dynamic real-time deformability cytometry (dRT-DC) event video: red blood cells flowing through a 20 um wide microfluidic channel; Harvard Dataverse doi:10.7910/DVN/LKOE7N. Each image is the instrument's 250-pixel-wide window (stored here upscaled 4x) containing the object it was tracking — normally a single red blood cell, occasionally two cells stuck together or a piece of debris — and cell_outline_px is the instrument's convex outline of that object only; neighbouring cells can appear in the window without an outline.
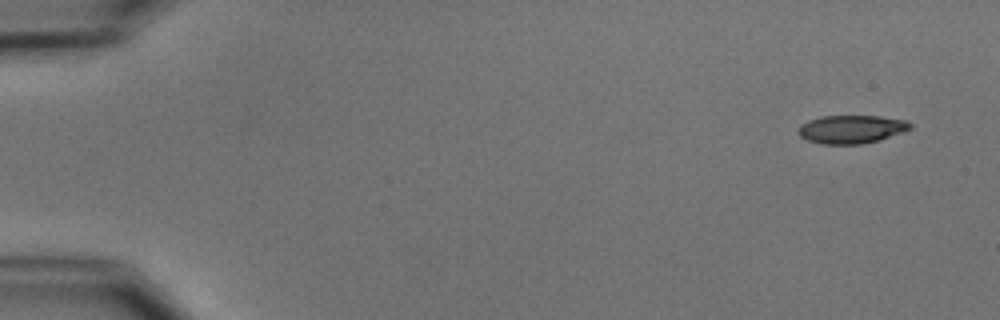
{"species": "common noctule bat (a hibernating species)", "species_latin": "Nyctalus noctula", "temperature_condition": "cold", "stored_images_in_passage": 5, "camera_frame_rate_fps": 3000, "um_per_image_px": 0.085, "animal": {"sex": "male", "body_mass_g": 15.6}, "frame": {"image": 1, "passage_image": 1, "time_ms": 0.0, "image_size_px": [1000, 320], "cell_outline_px": [[912, 128], [904, 132], [880, 140], [860, 144], [820, 144], [808, 140], [800, 136], [796, 132], [800, 124], [808, 120], [824, 116], [880, 116], [904, 120], [912, 124]], "centroid_in_image_um": [72.36, 10.99], "position_along_channel_um": 12.6, "area_um2": 18.55}}
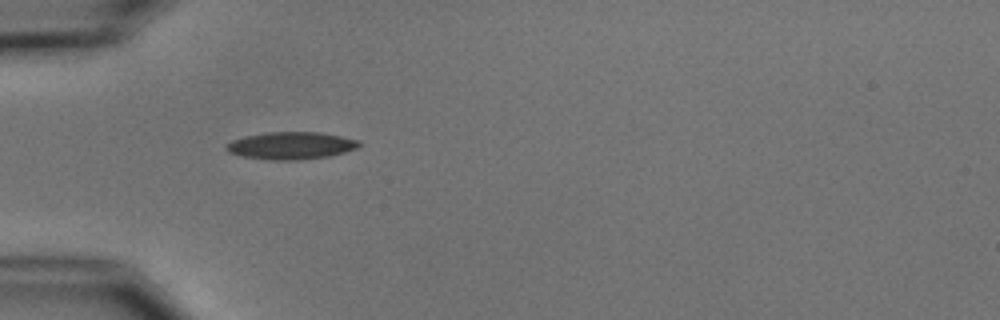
{"frame": {"image": 2, "passage_image": 5, "time_ms": 4.667, "image_size_px": [1000, 320], "cell_outline_px": [[360, 144], [356, 148], [344, 152], [328, 156], [300, 160], [272, 160], [244, 156], [228, 152], [224, 148], [232, 140], [244, 136], [264, 132], [320, 132], [360, 140]], "centroid_in_image_um": [24.73, 12.37], "position_along_channel_um": 60.3, "area_um2": 21.1}}